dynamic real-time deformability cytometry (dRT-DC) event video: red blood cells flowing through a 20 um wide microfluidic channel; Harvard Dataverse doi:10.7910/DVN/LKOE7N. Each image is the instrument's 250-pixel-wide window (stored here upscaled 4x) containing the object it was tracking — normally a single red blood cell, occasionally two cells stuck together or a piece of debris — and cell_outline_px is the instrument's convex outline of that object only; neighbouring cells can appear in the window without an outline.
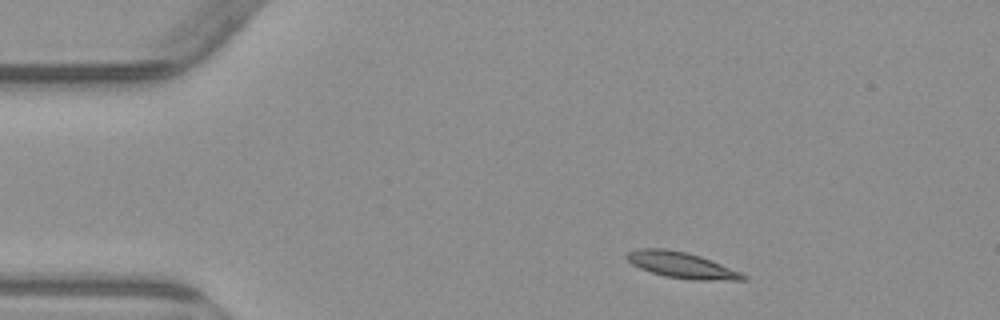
{"species": "common noctule bat (a hibernating species)", "species_latin": "Nyctalus noctula", "temperature_condition": "warm", "stored_images_in_passage": 3, "camera_frame_rate_fps": 3000, "um_per_image_px": 0.085, "animal": {"sex": "male", "body_mass_g": 23.1, "forearm_length_mm": 52.7}, "frame": {"image": 1, "passage_image": 1, "time_ms": 0.0, "image_size_px": [1000, 320], "cell_outline_px": [[748, 280], [692, 280], [664, 276], [640, 268], [632, 264], [624, 256], [628, 252], [636, 248], [668, 248], [700, 256], [712, 260], [740, 272], [748, 276]], "centroid_in_image_um": [57.93, 22.53], "position_along_channel_um": 27.1, "area_um2": 17.69}}